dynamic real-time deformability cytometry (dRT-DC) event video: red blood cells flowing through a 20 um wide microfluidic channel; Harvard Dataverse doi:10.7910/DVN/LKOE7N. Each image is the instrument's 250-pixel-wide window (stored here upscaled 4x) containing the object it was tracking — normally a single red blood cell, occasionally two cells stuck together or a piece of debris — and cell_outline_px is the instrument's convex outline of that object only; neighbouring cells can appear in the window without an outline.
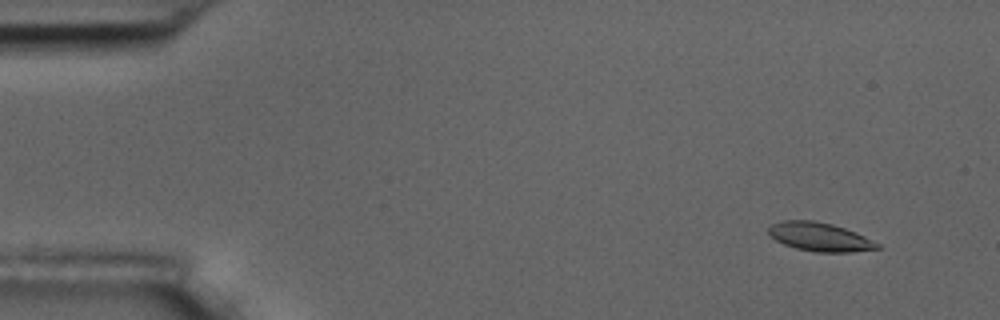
{"species": "common noctule bat (a hibernating species)", "species_latin": "Nyctalus noctula", "temperature_condition": "room temperature", "stored_images_in_passage": 7, "camera_frame_rate_fps": 3000, "um_per_image_px": 0.085, "animal": {"sex": "male", "body_mass_g": 17.5, "forearm_length_mm": 52.3}, "frame": {"image": 1, "passage_image": 2, "time_ms": 1.333, "image_size_px": [1000, 320], "cell_outline_px": [[880, 248], [852, 252], [816, 252], [796, 248], [784, 244], [776, 240], [768, 232], [768, 228], [772, 224], [784, 220], [812, 220], [832, 224], [856, 232], [880, 244]], "centroid_in_image_um": [69.68, 20.13], "position_along_channel_um": 15.3, "area_um2": 18.03}}
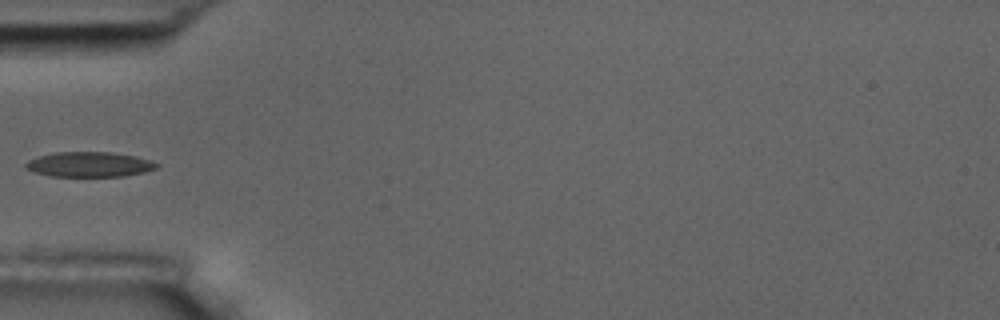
{"frame": {"image": 2, "passage_image": 5, "time_ms": 6.0, "image_size_px": [1000, 320], "cell_outline_px": [[160, 164], [156, 168], [144, 172], [124, 176], [48, 176], [24, 168], [24, 164], [28, 160], [40, 156], [56, 152], [112, 152], [136, 156], [152, 160]], "centroid_in_image_um": [7.61, 13.97], "position_along_channel_um": 77.4, "area_um2": 19.13}}